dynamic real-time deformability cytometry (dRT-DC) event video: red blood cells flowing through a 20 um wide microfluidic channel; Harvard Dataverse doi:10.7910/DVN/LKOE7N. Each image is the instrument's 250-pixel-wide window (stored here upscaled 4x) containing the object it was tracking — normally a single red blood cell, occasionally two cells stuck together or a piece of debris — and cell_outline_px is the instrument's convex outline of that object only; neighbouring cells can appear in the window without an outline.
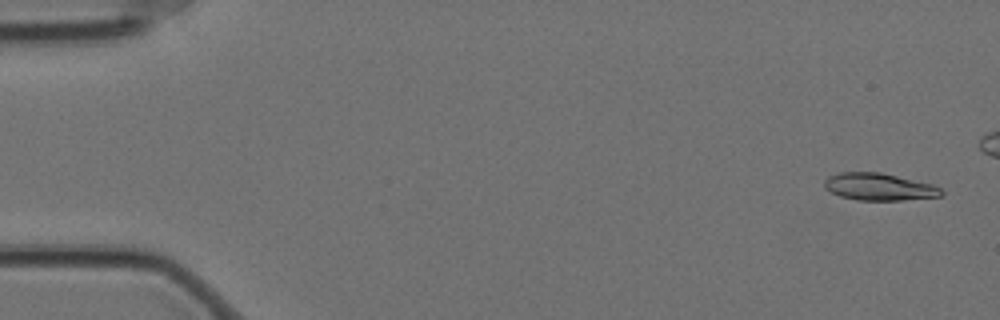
{"species": "Egyptian fruit bat (a non-hibernating species)", "species_latin": "Rousettus aegyptiacus", "temperature_condition": "cold", "stored_images_in_passage": 58, "camera_frame_rate_fps": 3000, "um_per_image_px": 0.085, "animal": {"sex": "female"}, "frame": {"image": 1, "passage_image": 2, "time_ms": 0.333, "image_size_px": [1000, 320], "cell_outline_px": [[944, 192], [940, 196], [904, 200], [856, 200], [840, 196], [824, 188], [824, 180], [828, 176], [840, 172], [880, 172], [932, 184], [940, 188]], "centroid_in_image_um": [74.69, 15.88], "position_along_channel_um": 10.3, "area_um2": 18.5}}
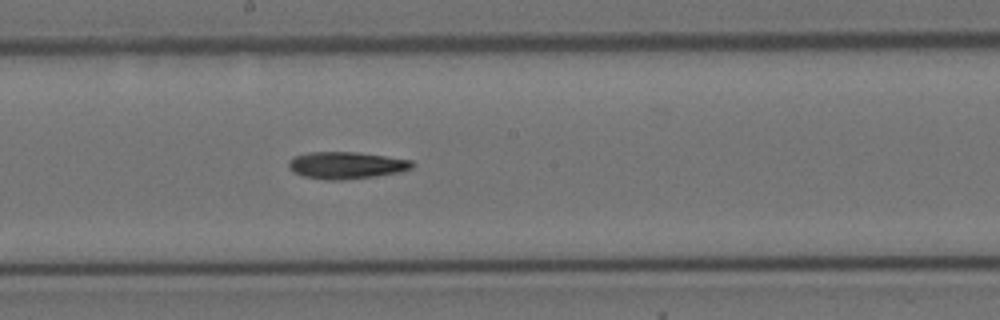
{"frame": {"image": 2, "passage_image": 31, "time_ms": 10.0, "image_size_px": [1000, 320], "cell_outline_px": [[416, 164], [412, 168], [400, 172], [376, 176], [340, 180], [324, 180], [304, 176], [292, 172], [288, 168], [288, 160], [292, 156], [308, 152], [356, 152], [412, 160]], "centroid_in_image_um": [29.4, 14.05], "position_along_channel_um": 218.8, "area_um2": 19.65}}
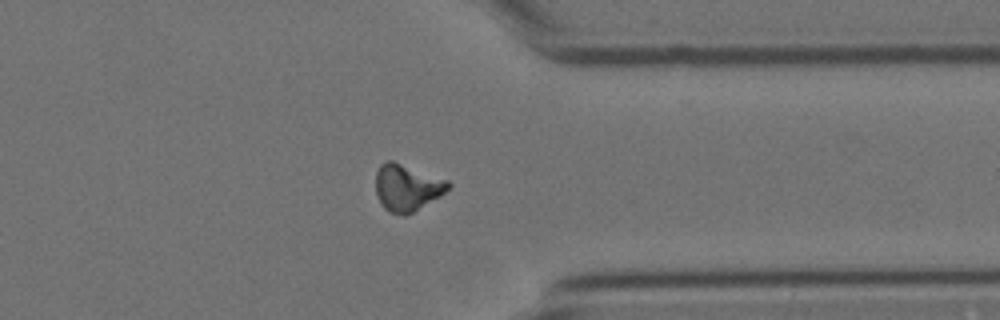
{"frame": {"image": 3, "passage_image": 45, "time_ms": 14.667, "image_size_px": [1000, 320], "cell_outline_px": [[452, 184], [440, 196], [412, 212], [404, 216], [388, 212], [380, 204], [376, 196], [376, 172], [380, 164], [388, 160], [392, 160], [448, 180]], "centroid_in_image_um": [34.56, 15.94], "position_along_channel_um": 376.8, "area_um2": 19.77}, "authors_computed_cell_mechanics": {"area_um2": 18.7272, "velocity_mm_per_s": 3.4902, "shape_relaxation_time_tau1_ms": 6.1372, "shape_relaxation_time_tau2_ms": null, "deformation_change_tau1": 0.1886, "deformation_change_tau2": null}}